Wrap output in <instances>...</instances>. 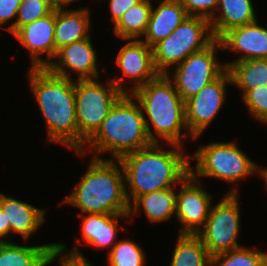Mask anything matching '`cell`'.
Returning a JSON list of instances; mask_svg holds the SVG:
<instances>
[{
  "label": "cell",
  "mask_w": 267,
  "mask_h": 266,
  "mask_svg": "<svg viewBox=\"0 0 267 266\" xmlns=\"http://www.w3.org/2000/svg\"><path fill=\"white\" fill-rule=\"evenodd\" d=\"M219 40L223 51L244 54L233 62L267 59V28L260 26L257 20L229 30Z\"/></svg>",
  "instance_id": "16"
},
{
  "label": "cell",
  "mask_w": 267,
  "mask_h": 266,
  "mask_svg": "<svg viewBox=\"0 0 267 266\" xmlns=\"http://www.w3.org/2000/svg\"><path fill=\"white\" fill-rule=\"evenodd\" d=\"M192 157L196 159V166H190V174L197 180L200 177H212L235 185L244 177L256 172L260 174L261 171L260 166L249 159L233 141L202 145Z\"/></svg>",
  "instance_id": "6"
},
{
  "label": "cell",
  "mask_w": 267,
  "mask_h": 266,
  "mask_svg": "<svg viewBox=\"0 0 267 266\" xmlns=\"http://www.w3.org/2000/svg\"><path fill=\"white\" fill-rule=\"evenodd\" d=\"M141 0H110L111 21L113 25L118 19L131 7L139 3Z\"/></svg>",
  "instance_id": "34"
},
{
  "label": "cell",
  "mask_w": 267,
  "mask_h": 266,
  "mask_svg": "<svg viewBox=\"0 0 267 266\" xmlns=\"http://www.w3.org/2000/svg\"><path fill=\"white\" fill-rule=\"evenodd\" d=\"M57 243L21 246L11 242L0 243V266H48Z\"/></svg>",
  "instance_id": "22"
},
{
  "label": "cell",
  "mask_w": 267,
  "mask_h": 266,
  "mask_svg": "<svg viewBox=\"0 0 267 266\" xmlns=\"http://www.w3.org/2000/svg\"><path fill=\"white\" fill-rule=\"evenodd\" d=\"M22 0H0V26L17 16Z\"/></svg>",
  "instance_id": "33"
},
{
  "label": "cell",
  "mask_w": 267,
  "mask_h": 266,
  "mask_svg": "<svg viewBox=\"0 0 267 266\" xmlns=\"http://www.w3.org/2000/svg\"><path fill=\"white\" fill-rule=\"evenodd\" d=\"M96 154L82 180L62 203L79 208L82 214H129L122 164L119 160H107Z\"/></svg>",
  "instance_id": "3"
},
{
  "label": "cell",
  "mask_w": 267,
  "mask_h": 266,
  "mask_svg": "<svg viewBox=\"0 0 267 266\" xmlns=\"http://www.w3.org/2000/svg\"><path fill=\"white\" fill-rule=\"evenodd\" d=\"M30 89L45 118L50 143L78 151L75 81L53 74L47 67L30 68Z\"/></svg>",
  "instance_id": "2"
},
{
  "label": "cell",
  "mask_w": 267,
  "mask_h": 266,
  "mask_svg": "<svg viewBox=\"0 0 267 266\" xmlns=\"http://www.w3.org/2000/svg\"><path fill=\"white\" fill-rule=\"evenodd\" d=\"M227 84H232L228 70L185 101V121L189 137L193 140L201 136L221 110L226 99Z\"/></svg>",
  "instance_id": "11"
},
{
  "label": "cell",
  "mask_w": 267,
  "mask_h": 266,
  "mask_svg": "<svg viewBox=\"0 0 267 266\" xmlns=\"http://www.w3.org/2000/svg\"><path fill=\"white\" fill-rule=\"evenodd\" d=\"M116 65L122 70L124 77L110 80L125 94H130L160 75L154 64L152 47L141 39H128L117 54ZM124 78L133 83V86L128 88L129 91L121 83Z\"/></svg>",
  "instance_id": "12"
},
{
  "label": "cell",
  "mask_w": 267,
  "mask_h": 266,
  "mask_svg": "<svg viewBox=\"0 0 267 266\" xmlns=\"http://www.w3.org/2000/svg\"><path fill=\"white\" fill-rule=\"evenodd\" d=\"M91 37L73 42L57 52V60L52 61L47 68L61 77L72 79L71 71L78 74V80L99 79L97 56ZM67 68L69 69L67 71Z\"/></svg>",
  "instance_id": "14"
},
{
  "label": "cell",
  "mask_w": 267,
  "mask_h": 266,
  "mask_svg": "<svg viewBox=\"0 0 267 266\" xmlns=\"http://www.w3.org/2000/svg\"><path fill=\"white\" fill-rule=\"evenodd\" d=\"M210 266H267V252L242 246L212 256Z\"/></svg>",
  "instance_id": "27"
},
{
  "label": "cell",
  "mask_w": 267,
  "mask_h": 266,
  "mask_svg": "<svg viewBox=\"0 0 267 266\" xmlns=\"http://www.w3.org/2000/svg\"><path fill=\"white\" fill-rule=\"evenodd\" d=\"M10 233V224H6L5 213L0 209V243L8 242L5 239L7 238L8 234Z\"/></svg>",
  "instance_id": "35"
},
{
  "label": "cell",
  "mask_w": 267,
  "mask_h": 266,
  "mask_svg": "<svg viewBox=\"0 0 267 266\" xmlns=\"http://www.w3.org/2000/svg\"><path fill=\"white\" fill-rule=\"evenodd\" d=\"M170 145L167 151L160 143H152L119 159L128 184L125 192L129 204L138 196L176 187L190 173V155H185L183 146Z\"/></svg>",
  "instance_id": "1"
},
{
  "label": "cell",
  "mask_w": 267,
  "mask_h": 266,
  "mask_svg": "<svg viewBox=\"0 0 267 266\" xmlns=\"http://www.w3.org/2000/svg\"><path fill=\"white\" fill-rule=\"evenodd\" d=\"M243 101L252 117L262 124L267 123V86H258L249 90L243 96Z\"/></svg>",
  "instance_id": "30"
},
{
  "label": "cell",
  "mask_w": 267,
  "mask_h": 266,
  "mask_svg": "<svg viewBox=\"0 0 267 266\" xmlns=\"http://www.w3.org/2000/svg\"><path fill=\"white\" fill-rule=\"evenodd\" d=\"M40 1H47L51 5V0H40Z\"/></svg>",
  "instance_id": "38"
},
{
  "label": "cell",
  "mask_w": 267,
  "mask_h": 266,
  "mask_svg": "<svg viewBox=\"0 0 267 266\" xmlns=\"http://www.w3.org/2000/svg\"><path fill=\"white\" fill-rule=\"evenodd\" d=\"M107 87L98 79L75 80L78 151L98 131L112 107L125 94L111 80Z\"/></svg>",
  "instance_id": "7"
},
{
  "label": "cell",
  "mask_w": 267,
  "mask_h": 266,
  "mask_svg": "<svg viewBox=\"0 0 267 266\" xmlns=\"http://www.w3.org/2000/svg\"><path fill=\"white\" fill-rule=\"evenodd\" d=\"M214 40L210 21L188 16L172 34L152 47L156 70L167 74L169 66L172 68L182 63L190 54L205 49Z\"/></svg>",
  "instance_id": "8"
},
{
  "label": "cell",
  "mask_w": 267,
  "mask_h": 266,
  "mask_svg": "<svg viewBox=\"0 0 267 266\" xmlns=\"http://www.w3.org/2000/svg\"><path fill=\"white\" fill-rule=\"evenodd\" d=\"M169 266H210L211 256L197 235L179 234Z\"/></svg>",
  "instance_id": "26"
},
{
  "label": "cell",
  "mask_w": 267,
  "mask_h": 266,
  "mask_svg": "<svg viewBox=\"0 0 267 266\" xmlns=\"http://www.w3.org/2000/svg\"><path fill=\"white\" fill-rule=\"evenodd\" d=\"M75 1L77 0H51V6L54 9H64L67 5H70L72 2Z\"/></svg>",
  "instance_id": "36"
},
{
  "label": "cell",
  "mask_w": 267,
  "mask_h": 266,
  "mask_svg": "<svg viewBox=\"0 0 267 266\" xmlns=\"http://www.w3.org/2000/svg\"><path fill=\"white\" fill-rule=\"evenodd\" d=\"M217 11L210 20L215 39H220L229 30L257 20L251 0H219Z\"/></svg>",
  "instance_id": "21"
},
{
  "label": "cell",
  "mask_w": 267,
  "mask_h": 266,
  "mask_svg": "<svg viewBox=\"0 0 267 266\" xmlns=\"http://www.w3.org/2000/svg\"><path fill=\"white\" fill-rule=\"evenodd\" d=\"M188 17L186 9L179 0H162L151 14L143 37L148 46L153 47L160 40L167 38Z\"/></svg>",
  "instance_id": "17"
},
{
  "label": "cell",
  "mask_w": 267,
  "mask_h": 266,
  "mask_svg": "<svg viewBox=\"0 0 267 266\" xmlns=\"http://www.w3.org/2000/svg\"><path fill=\"white\" fill-rule=\"evenodd\" d=\"M230 73L232 85L240 89L242 97L251 89L267 86V59H251L225 62Z\"/></svg>",
  "instance_id": "24"
},
{
  "label": "cell",
  "mask_w": 267,
  "mask_h": 266,
  "mask_svg": "<svg viewBox=\"0 0 267 266\" xmlns=\"http://www.w3.org/2000/svg\"><path fill=\"white\" fill-rule=\"evenodd\" d=\"M233 186L219 203L211 206L204 227L196 234L210 256L240 248V207L238 190Z\"/></svg>",
  "instance_id": "9"
},
{
  "label": "cell",
  "mask_w": 267,
  "mask_h": 266,
  "mask_svg": "<svg viewBox=\"0 0 267 266\" xmlns=\"http://www.w3.org/2000/svg\"><path fill=\"white\" fill-rule=\"evenodd\" d=\"M90 9H55L54 44L55 58L57 52L73 42L81 41L90 36Z\"/></svg>",
  "instance_id": "18"
},
{
  "label": "cell",
  "mask_w": 267,
  "mask_h": 266,
  "mask_svg": "<svg viewBox=\"0 0 267 266\" xmlns=\"http://www.w3.org/2000/svg\"><path fill=\"white\" fill-rule=\"evenodd\" d=\"M130 94L141 107L147 135L152 143H159L162 139L168 144L183 145L181 139L188 137L189 133L185 121V102L169 79V72L160 74ZM182 128L185 129L184 133L181 132Z\"/></svg>",
  "instance_id": "4"
},
{
  "label": "cell",
  "mask_w": 267,
  "mask_h": 266,
  "mask_svg": "<svg viewBox=\"0 0 267 266\" xmlns=\"http://www.w3.org/2000/svg\"><path fill=\"white\" fill-rule=\"evenodd\" d=\"M152 6L151 0H141L127 10L114 24L116 36L122 40L141 39L146 32Z\"/></svg>",
  "instance_id": "25"
},
{
  "label": "cell",
  "mask_w": 267,
  "mask_h": 266,
  "mask_svg": "<svg viewBox=\"0 0 267 266\" xmlns=\"http://www.w3.org/2000/svg\"><path fill=\"white\" fill-rule=\"evenodd\" d=\"M259 176L262 177V179H264L263 181H265V185L267 189V168H264V169L261 168Z\"/></svg>",
  "instance_id": "37"
},
{
  "label": "cell",
  "mask_w": 267,
  "mask_h": 266,
  "mask_svg": "<svg viewBox=\"0 0 267 266\" xmlns=\"http://www.w3.org/2000/svg\"><path fill=\"white\" fill-rule=\"evenodd\" d=\"M75 245L70 252L66 253V245L57 243L56 249L52 253L51 262L58 258L60 259L59 266H93L78 249L77 244Z\"/></svg>",
  "instance_id": "31"
},
{
  "label": "cell",
  "mask_w": 267,
  "mask_h": 266,
  "mask_svg": "<svg viewBox=\"0 0 267 266\" xmlns=\"http://www.w3.org/2000/svg\"><path fill=\"white\" fill-rule=\"evenodd\" d=\"M54 29L55 9L49 15L22 26L13 35L30 50L32 68L47 67L55 58ZM43 53L48 59L40 56Z\"/></svg>",
  "instance_id": "15"
},
{
  "label": "cell",
  "mask_w": 267,
  "mask_h": 266,
  "mask_svg": "<svg viewBox=\"0 0 267 266\" xmlns=\"http://www.w3.org/2000/svg\"><path fill=\"white\" fill-rule=\"evenodd\" d=\"M109 266H145L143 249L131 239L119 240L108 252Z\"/></svg>",
  "instance_id": "28"
},
{
  "label": "cell",
  "mask_w": 267,
  "mask_h": 266,
  "mask_svg": "<svg viewBox=\"0 0 267 266\" xmlns=\"http://www.w3.org/2000/svg\"><path fill=\"white\" fill-rule=\"evenodd\" d=\"M81 234L85 245L96 248H110L117 243L119 219L130 217L129 214H82Z\"/></svg>",
  "instance_id": "20"
},
{
  "label": "cell",
  "mask_w": 267,
  "mask_h": 266,
  "mask_svg": "<svg viewBox=\"0 0 267 266\" xmlns=\"http://www.w3.org/2000/svg\"><path fill=\"white\" fill-rule=\"evenodd\" d=\"M53 10L54 8L47 1L22 0L17 12L16 21L9 27L2 28L14 35L22 26L49 15Z\"/></svg>",
  "instance_id": "29"
},
{
  "label": "cell",
  "mask_w": 267,
  "mask_h": 266,
  "mask_svg": "<svg viewBox=\"0 0 267 266\" xmlns=\"http://www.w3.org/2000/svg\"><path fill=\"white\" fill-rule=\"evenodd\" d=\"M179 185L175 209V216L181 223L179 234L196 235L209 216L212 196L190 173Z\"/></svg>",
  "instance_id": "13"
},
{
  "label": "cell",
  "mask_w": 267,
  "mask_h": 266,
  "mask_svg": "<svg viewBox=\"0 0 267 266\" xmlns=\"http://www.w3.org/2000/svg\"><path fill=\"white\" fill-rule=\"evenodd\" d=\"M188 16L202 17L210 21L217 12L219 0H179Z\"/></svg>",
  "instance_id": "32"
},
{
  "label": "cell",
  "mask_w": 267,
  "mask_h": 266,
  "mask_svg": "<svg viewBox=\"0 0 267 266\" xmlns=\"http://www.w3.org/2000/svg\"><path fill=\"white\" fill-rule=\"evenodd\" d=\"M0 209L5 213L6 224H10V233L20 234L26 240L45 221V209L37 208L2 193H0Z\"/></svg>",
  "instance_id": "19"
},
{
  "label": "cell",
  "mask_w": 267,
  "mask_h": 266,
  "mask_svg": "<svg viewBox=\"0 0 267 266\" xmlns=\"http://www.w3.org/2000/svg\"><path fill=\"white\" fill-rule=\"evenodd\" d=\"M175 187L138 196L131 204L129 216L143 209L151 223L167 221L175 215L177 194Z\"/></svg>",
  "instance_id": "23"
},
{
  "label": "cell",
  "mask_w": 267,
  "mask_h": 266,
  "mask_svg": "<svg viewBox=\"0 0 267 266\" xmlns=\"http://www.w3.org/2000/svg\"><path fill=\"white\" fill-rule=\"evenodd\" d=\"M219 48L223 51L220 40L215 39L205 49L190 54L173 69V76L170 75L169 79L184 102L227 70L225 63L221 64L216 58L215 52Z\"/></svg>",
  "instance_id": "10"
},
{
  "label": "cell",
  "mask_w": 267,
  "mask_h": 266,
  "mask_svg": "<svg viewBox=\"0 0 267 266\" xmlns=\"http://www.w3.org/2000/svg\"><path fill=\"white\" fill-rule=\"evenodd\" d=\"M151 144L139 103L131 94H124L112 107L98 131L76 153L83 156L87 147H90L88 151H108L114 157L112 159L119 160Z\"/></svg>",
  "instance_id": "5"
}]
</instances>
